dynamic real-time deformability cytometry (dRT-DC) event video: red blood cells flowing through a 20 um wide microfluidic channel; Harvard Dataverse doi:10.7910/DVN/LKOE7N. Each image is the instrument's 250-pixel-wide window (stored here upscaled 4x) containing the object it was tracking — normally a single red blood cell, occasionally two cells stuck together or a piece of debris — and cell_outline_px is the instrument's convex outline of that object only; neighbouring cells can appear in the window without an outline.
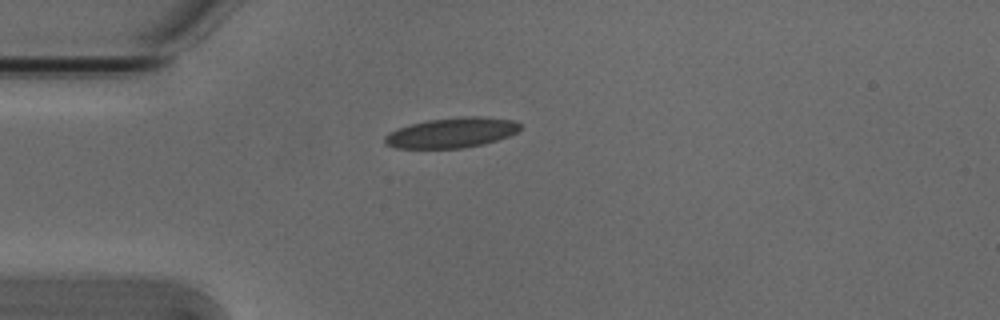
{"species": "Egyptian fruit bat (a non-hibernating species)", "species_latin": "Rousettus aegyptiacus", "temperature_condition": "cold", "stored_images_in_passage": 1, "camera_frame_rate_fps": 3000, "um_per_image_px": 0.085, "animal": {"sex": "male"}, "frame": {"image": 1, "passage_image": 1, "time_ms": 0.0, "image_size_px": [1000, 320], "cell_outline_px": [[520, 128], [516, 132], [508, 136], [484, 144], [464, 148], [396, 148], [384, 144], [384, 136], [388, 132], [396, 128], [428, 120], [468, 116], [480, 116], [516, 120], [520, 124]], "centroid_in_image_um": [38.37, 11.28], "position_along_channel_um": 46.6, "area_um2": 23.81}}